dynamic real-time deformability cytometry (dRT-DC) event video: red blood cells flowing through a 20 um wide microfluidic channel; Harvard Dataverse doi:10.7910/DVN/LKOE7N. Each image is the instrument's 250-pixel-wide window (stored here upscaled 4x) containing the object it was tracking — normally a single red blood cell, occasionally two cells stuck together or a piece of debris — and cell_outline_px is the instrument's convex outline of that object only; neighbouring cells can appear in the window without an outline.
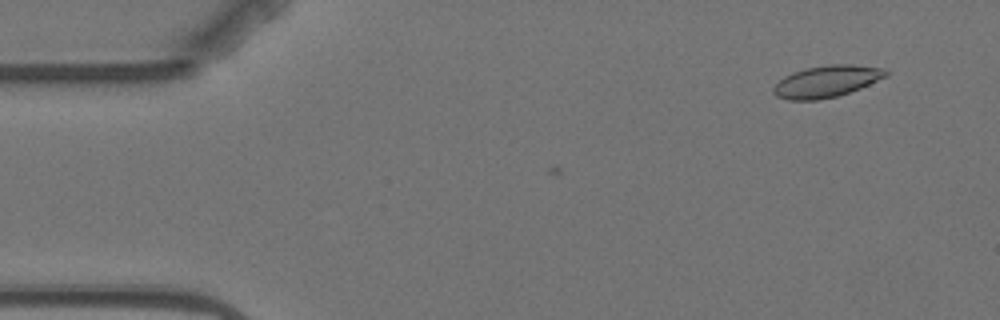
{"species": "Egyptian fruit bat (a non-hibernating species)", "species_latin": "Rousettus aegyptiacus", "temperature_condition": "warm", "stored_images_in_passage": 3, "camera_frame_rate_fps": 3000, "um_per_image_px": 0.085, "animal": {"sex": "female"}, "frame": {"image": 1, "passage_image": 1, "time_ms": 0.0, "image_size_px": [1000, 320], "cell_outline_px": [[888, 76], [860, 88], [836, 96], [820, 100], [788, 100], [776, 96], [772, 92], [772, 88], [784, 76], [792, 72], [808, 68], [828, 64], [852, 64], [880, 68], [888, 72]], "centroid_in_image_um": [70.23, 6.92], "position_along_channel_um": 14.8, "area_um2": 20.69}}